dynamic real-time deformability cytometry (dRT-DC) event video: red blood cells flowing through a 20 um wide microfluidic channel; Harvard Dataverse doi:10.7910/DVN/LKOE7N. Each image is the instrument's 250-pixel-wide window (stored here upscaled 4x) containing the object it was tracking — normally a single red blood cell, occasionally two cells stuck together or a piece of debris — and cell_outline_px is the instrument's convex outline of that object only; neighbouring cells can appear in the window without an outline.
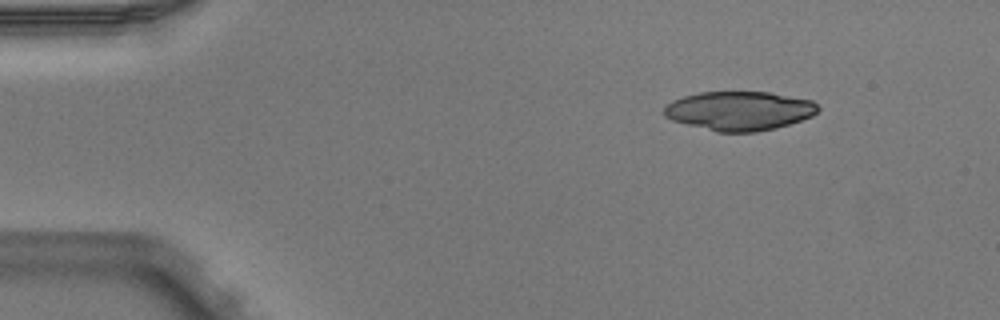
{"species": "Egyptian fruit bat (a non-hibernating species)", "species_latin": "Rousettus aegyptiacus", "temperature_condition": "warm", "stored_images_in_passage": 4, "camera_frame_rate_fps": 3000, "um_per_image_px": 0.085, "animal": {"sex": "male"}, "frame": {"image": 1, "passage_image": 1, "time_ms": 0.0, "image_size_px": [1000, 320], "cell_outline_px": [[820, 108], [812, 116], [776, 128], [756, 132], [716, 132], [672, 120], [664, 116], [664, 108], [672, 100], [684, 96], [700, 92], [768, 92], [812, 100]], "centroid_in_image_um": [62.83, 9.42], "position_along_channel_um": 22.2, "area_um2": 34.91}}